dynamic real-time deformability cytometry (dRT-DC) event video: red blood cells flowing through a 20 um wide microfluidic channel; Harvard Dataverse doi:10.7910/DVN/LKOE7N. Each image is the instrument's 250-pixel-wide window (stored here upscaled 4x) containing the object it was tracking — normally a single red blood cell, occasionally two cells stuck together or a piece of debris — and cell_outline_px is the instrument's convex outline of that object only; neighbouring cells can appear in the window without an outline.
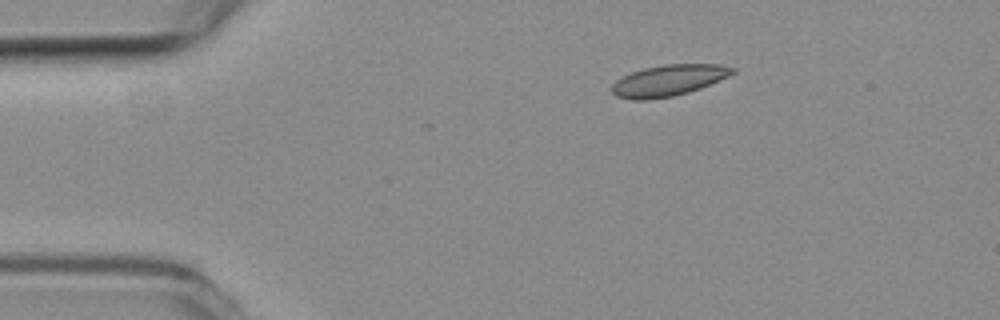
{"species": "common noctule bat (a hibernating species)", "species_latin": "Nyctalus noctula", "temperature_condition": "room temperature", "stored_images_in_passage": 46, "camera_frame_rate_fps": 3000, "um_per_image_px": 0.085, "animal": {"sex": "female", "body_mass_g": 19.3, "forearm_length_mm": 54.1}, "frame": {"image": 1, "passage_image": 1, "time_ms": 0.0, "image_size_px": [1000, 320], "cell_outline_px": [[736, 72], [728, 76], [700, 88], [688, 92], [672, 96], [648, 100], [636, 100], [616, 96], [612, 92], [612, 84], [616, 80], [632, 72], [644, 68], [664, 64], [720, 64], [736, 68]], "centroid_in_image_um": [56.83, 6.83], "position_along_channel_um": 28.2, "area_um2": 21.79}}
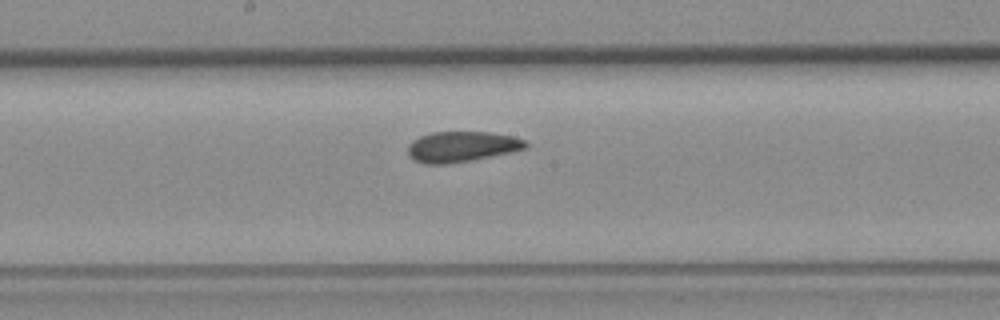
{"frame": {"image": 2, "passage_image": 20, "time_ms": 6.333, "image_size_px": [1000, 320], "cell_outline_px": [[528, 148], [468, 160], [444, 164], [424, 164], [416, 160], [408, 152], [408, 144], [412, 140], [420, 136], [432, 132], [488, 132], [512, 136], [524, 140], [528, 144]], "centroid_in_image_um": [39.22, 12.45], "position_along_channel_um": 209.0, "area_um2": 20.52}}
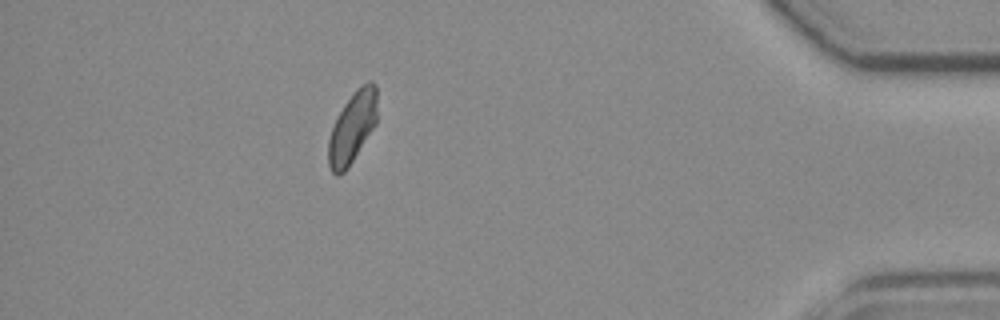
{"frame": {"image": 3, "passage_image": 40, "time_ms": 13.0, "image_size_px": [1000, 320], "cell_outline_px": [[376, 124], [348, 168], [344, 172], [336, 176], [332, 172], [328, 164], [328, 140], [336, 116], [352, 92], [356, 88], [368, 80], [372, 80], [376, 84]], "centroid_in_image_um": [29.94, 10.81], "position_along_channel_um": 405.3, "area_um2": 20.4}, "authors_computed_cell_mechanics": {"area_um2": 20.8658, "velocity_mm_per_s": 3.7586, "shape_relaxation_time_tau1_ms": 9.9091, "shape_relaxation_time_tau2_ms": 2.5965, "deformation_change_tau1": 0.1476, "deformation_change_tau2": 0.0515}}